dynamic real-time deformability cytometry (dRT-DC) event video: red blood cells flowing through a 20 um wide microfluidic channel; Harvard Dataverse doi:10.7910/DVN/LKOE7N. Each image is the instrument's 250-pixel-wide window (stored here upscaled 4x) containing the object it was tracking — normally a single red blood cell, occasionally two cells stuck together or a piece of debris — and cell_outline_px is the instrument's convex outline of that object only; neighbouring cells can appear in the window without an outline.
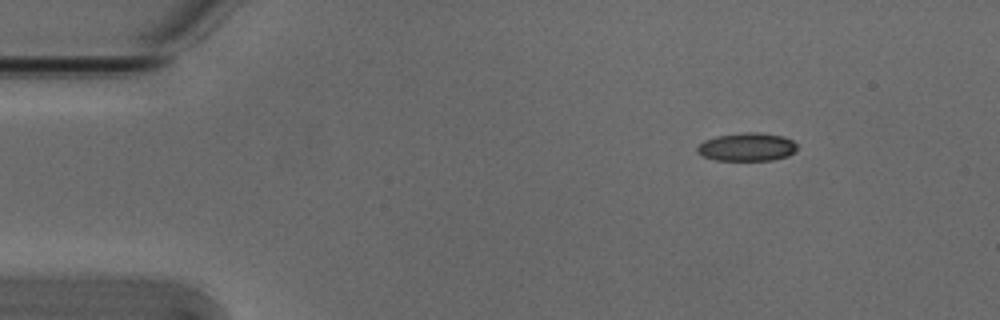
{"species": "Egyptian fruit bat (a non-hibernating species)", "species_latin": "Rousettus aegyptiacus", "temperature_condition": "cold", "stored_images_in_passage": 7, "camera_frame_rate_fps": 3000, "um_per_image_px": 0.085, "animal": {"sex": "male"}, "frame": {"image": 1, "passage_image": 1, "time_ms": 0.0, "image_size_px": [1000, 320], "cell_outline_px": [[796, 152], [788, 156], [772, 160], [716, 160], [700, 156], [696, 152], [696, 148], [704, 140], [716, 136], [744, 132], [760, 132], [784, 136], [792, 140], [796, 144]], "centroid_in_image_um": [63.48, 12.49], "position_along_channel_um": 21.5, "area_um2": 16.65}}